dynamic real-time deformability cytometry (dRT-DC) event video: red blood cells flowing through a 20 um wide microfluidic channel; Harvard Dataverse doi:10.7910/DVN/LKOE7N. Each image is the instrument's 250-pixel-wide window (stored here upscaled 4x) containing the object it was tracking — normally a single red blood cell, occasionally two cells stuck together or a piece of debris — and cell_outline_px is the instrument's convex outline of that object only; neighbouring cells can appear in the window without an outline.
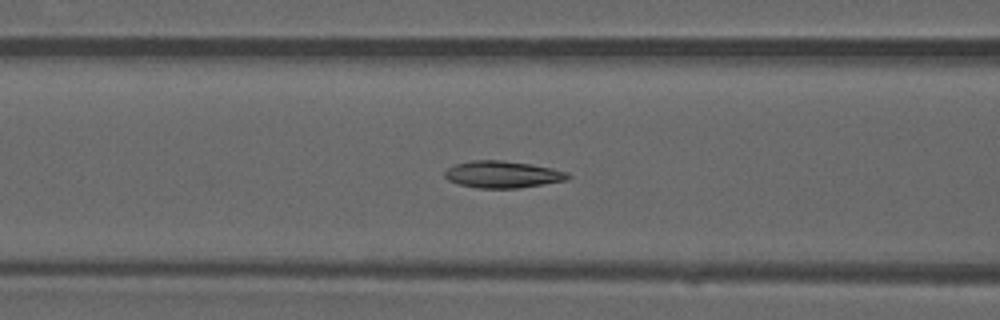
{"species": "common noctule bat (a hibernating species)", "species_latin": "Nyctalus noctula", "temperature_condition": "warm", "stored_images_in_passage": 50, "camera_frame_rate_fps": 3000, "um_per_image_px": 0.085, "animal": {"sex": "male", "forearm_length_mm": 52.5}, "frame": {"image": 1, "passage_image": 20, "time_ms": 6.333, "image_size_px": [1000, 320], "cell_outline_px": [[572, 176], [568, 180], [520, 188], [476, 188], [460, 184], [448, 180], [444, 176], [444, 172], [448, 168], [456, 164], [472, 160], [500, 160], [532, 164], [552, 168], [568, 172]], "centroid_in_image_um": [42.76, 14.83], "position_along_channel_um": 123.8, "area_um2": 19.42}}
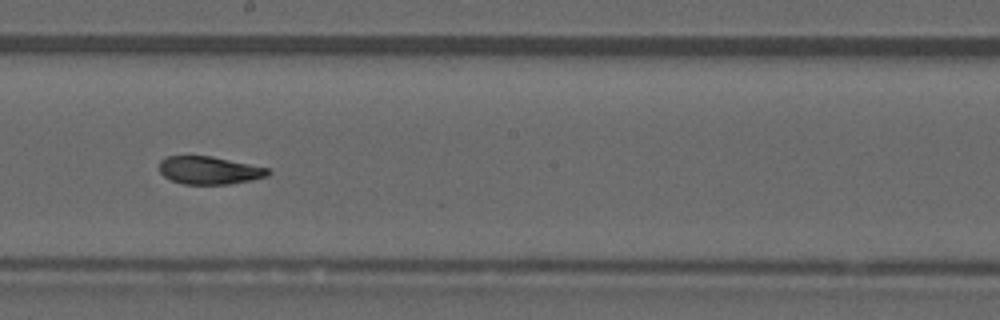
{"frame": {"image": 2, "passage_image": 28, "time_ms": 9.0, "image_size_px": [1000, 320], "cell_outline_px": [[272, 172], [268, 176], [252, 180], [228, 184], [180, 184], [164, 176], [160, 172], [160, 160], [168, 156], [212, 156], [268, 168]], "centroid_in_image_um": [17.8, 14.48], "position_along_channel_um": 230.4, "area_um2": 17.63}}
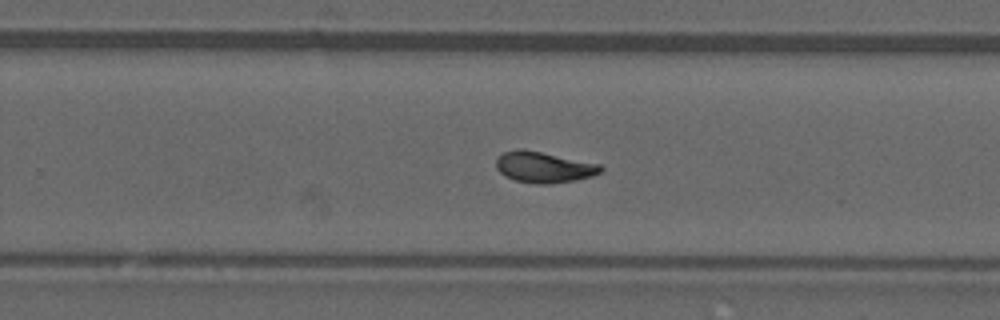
{"frame": {"image": 3, "passage_image": 32, "time_ms": 10.333, "image_size_px": [1000, 320], "cell_outline_px": [[604, 168], [600, 172], [592, 176], [576, 180], [552, 184], [536, 184], [516, 180], [504, 176], [496, 168], [496, 156], [500, 152], [520, 148], [524, 148], [600, 164]], "centroid_in_image_um": [46.18, 14.19], "position_along_channel_um": 283.6, "area_um2": 19.19}, "authors_computed_cell_mechanics": {"area_um2": 18.6694, "velocity_mm_per_s": 4.0051, "shape_relaxation_time_tau1_ms": 6.2054, "shape_relaxation_time_tau2_ms": 1.333, "deformation_change_tau1": 0.1875, "deformation_change_tau2": 0.0668}}